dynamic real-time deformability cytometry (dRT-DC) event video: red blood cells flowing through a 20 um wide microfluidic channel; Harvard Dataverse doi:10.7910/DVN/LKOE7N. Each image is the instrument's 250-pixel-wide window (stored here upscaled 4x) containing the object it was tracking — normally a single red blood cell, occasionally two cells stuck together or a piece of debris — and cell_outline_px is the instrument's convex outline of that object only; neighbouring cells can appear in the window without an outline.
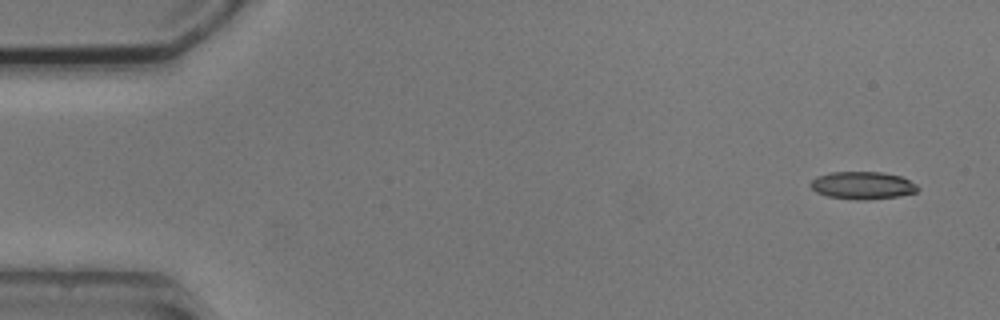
{"species": "common noctule bat (a hibernating species)", "species_latin": "Nyctalus noctula", "temperature_condition": "cold", "stored_images_in_passage": 4, "camera_frame_rate_fps": 3000, "um_per_image_px": 0.085, "animal": {"sex": "male", "body_mass_g": 20.5, "forearm_length_mm": 52.5}, "frame": {"image": 1, "passage_image": 1, "time_ms": 0.0, "image_size_px": [1000, 320], "cell_outline_px": [[920, 188], [916, 192], [900, 196], [868, 200], [856, 200], [828, 196], [816, 192], [808, 184], [816, 176], [832, 172], [884, 172], [900, 176], [916, 184]], "centroid_in_image_um": [73.31, 15.76], "position_along_channel_um": 11.7, "area_um2": 17.34}}
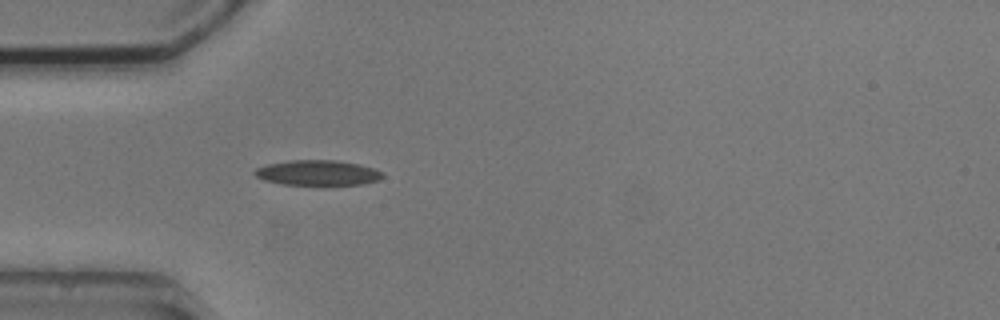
{"frame": {"image": 2, "passage_image": 4, "time_ms": 4.333, "image_size_px": [1000, 320], "cell_outline_px": [[384, 176], [380, 180], [364, 184], [280, 184], [264, 180], [256, 176], [252, 172], [256, 168], [268, 164], [288, 160], [336, 160], [360, 164], [384, 172]], "centroid_in_image_um": [27.02, 14.68], "position_along_channel_um": 58.0, "area_um2": 18.79}}